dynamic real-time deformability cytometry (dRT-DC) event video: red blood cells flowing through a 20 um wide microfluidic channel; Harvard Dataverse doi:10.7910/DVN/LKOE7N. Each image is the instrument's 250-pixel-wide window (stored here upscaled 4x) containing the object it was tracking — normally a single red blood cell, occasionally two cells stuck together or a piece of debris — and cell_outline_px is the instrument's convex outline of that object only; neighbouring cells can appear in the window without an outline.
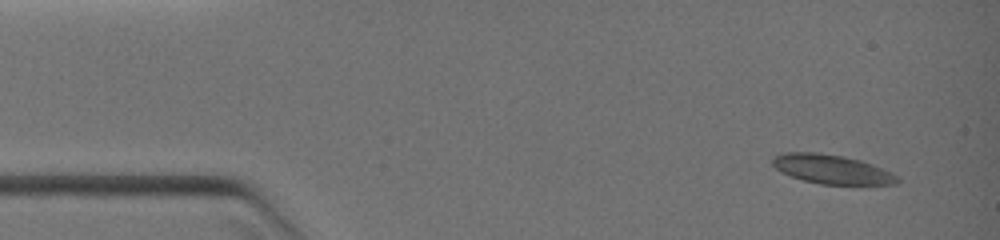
{"species": "common noctule bat (a hibernating species)", "species_latin": "Nyctalus noctula", "temperature_condition": "warm", "stored_images_in_passage": 10, "camera_frame_rate_fps": 3000, "um_per_image_px": 0.085, "animal": {"sex": "female", "body_mass_g": 19.0, "forearm_length_mm": 51.5}, "frame": {"image": 1, "passage_image": 1, "time_ms": 0.0, "image_size_px": [1000, 240], "cell_outline_px": [[900, 180], [896, 184], [820, 184], [804, 180], [792, 176], [776, 168], [772, 164], [772, 160], [776, 156], [784, 152], [820, 152], [844, 156], [860, 160], [872, 164], [892, 172], [900, 176]], "centroid_in_image_um": [70.75, 14.38], "position_along_channel_um": 14.3, "area_um2": 21.1}}
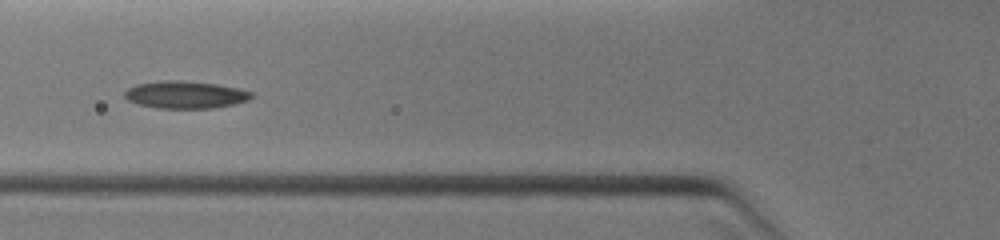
{"frame": {"image": 2, "passage_image": 6, "time_ms": 3.667, "image_size_px": [1000, 240], "cell_outline_px": [[252, 96], [248, 100], [232, 104], [212, 108], [160, 108], [136, 104], [128, 100], [124, 96], [124, 92], [128, 88], [136, 84], [164, 80], [184, 80], [216, 84], [240, 88], [252, 92]], "centroid_in_image_um": [15.73, 8.04], "position_along_channel_um": 110.1, "area_um2": 20.23}}
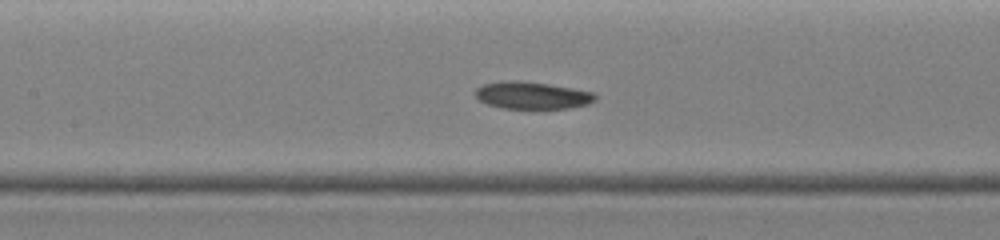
{"frame": {"image": 3, "passage_image": 9, "time_ms": 4.667, "image_size_px": [1000, 240], "cell_outline_px": [[596, 100], [588, 104], [568, 108], [504, 108], [488, 104], [480, 100], [476, 96], [476, 88], [484, 84], [504, 80], [520, 80], [548, 84], [596, 92]], "centroid_in_image_um": [45.26, 8.09], "position_along_channel_um": 162.1, "area_um2": 18.96}}